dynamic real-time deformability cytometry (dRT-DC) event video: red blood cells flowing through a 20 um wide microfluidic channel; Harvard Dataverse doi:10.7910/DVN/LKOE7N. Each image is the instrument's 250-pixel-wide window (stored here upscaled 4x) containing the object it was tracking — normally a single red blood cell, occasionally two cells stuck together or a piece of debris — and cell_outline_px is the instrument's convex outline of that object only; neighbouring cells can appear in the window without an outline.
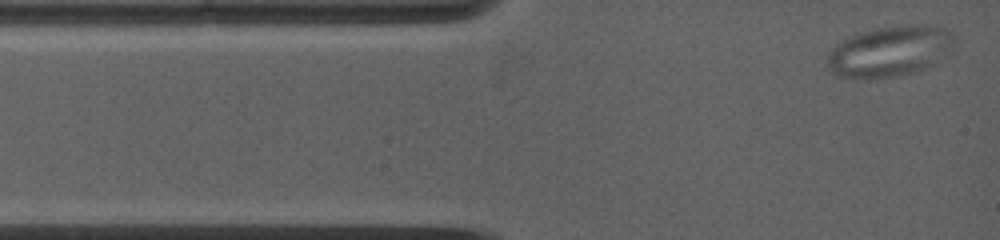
{"species": "common noctule bat (a hibernating species)", "species_latin": "Nyctalus noctula", "temperature_condition": "warm", "stored_images_in_passage": 35, "camera_frame_rate_fps": 5000, "um_per_image_px": 0.085, "animal": {"sex": "female", "body_mass_g": 19.0, "forearm_length_mm": 53.3}, "frame": {"image": 1, "passage_image": 1, "time_ms": 0.0, "image_size_px": [1000, 240], "cell_outline_px": [[952, 40], [944, 56], [932, 64], [924, 68], [900, 76], [852, 80], [836, 76], [828, 68], [828, 52], [836, 44], [852, 36], [872, 28], [900, 24], [940, 24], [952, 36]], "centroid_in_image_um": [75.56, 4.36], "position_along_channel_um": 9.4, "area_um2": 37.69}}
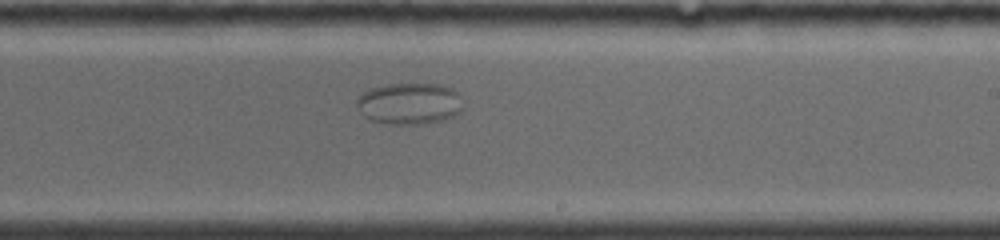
{"frame": {"image": 2, "passage_image": 22, "time_ms": 8.0, "image_size_px": [1000, 240], "cell_outline_px": [[460, 112], [444, 120], [416, 124], [384, 124], [372, 120], [364, 116], [356, 104], [356, 100], [364, 92], [372, 88], [388, 84], [440, 84], [452, 88], [460, 96]], "centroid_in_image_um": [34.78, 8.8], "position_along_channel_um": 254.2, "area_um2": 25.49}}
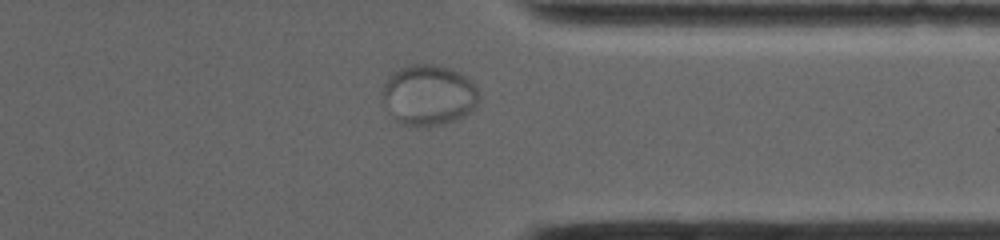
{"frame": {"image": 3, "passage_image": 31, "time_ms": 11.4, "image_size_px": [1000, 240], "cell_outline_px": [[480, 100], [476, 108], [472, 112], [456, 120], [444, 124], [400, 124], [388, 112], [384, 96], [384, 84], [388, 76], [392, 72], [408, 64], [440, 64], [452, 68], [460, 72], [480, 92]], "centroid_in_image_um": [36.48, 8.05], "position_along_channel_um": 374.9, "area_um2": 34.1}}